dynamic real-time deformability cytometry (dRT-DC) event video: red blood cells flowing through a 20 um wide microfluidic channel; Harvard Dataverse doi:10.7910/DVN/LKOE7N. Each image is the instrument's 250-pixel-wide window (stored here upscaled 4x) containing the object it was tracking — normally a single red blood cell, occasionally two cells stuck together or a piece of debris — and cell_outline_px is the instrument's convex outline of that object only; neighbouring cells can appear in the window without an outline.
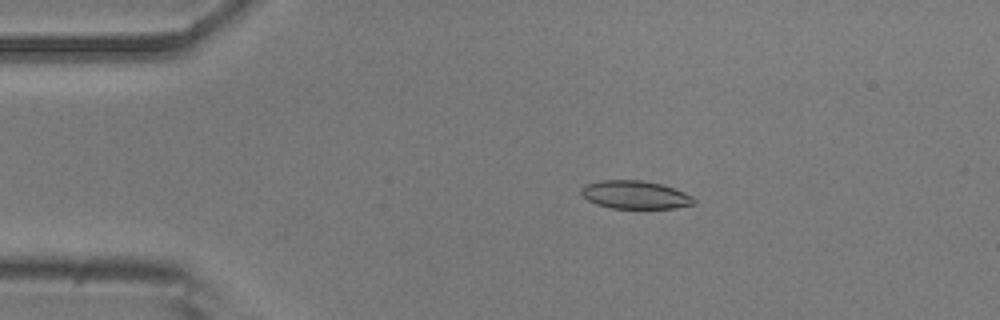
{"species": "common noctule bat (a hibernating species)", "species_latin": "Nyctalus noctula", "temperature_condition": "room temperature", "stored_images_in_passage": 46, "camera_frame_rate_fps": 3000, "um_per_image_px": 0.085, "animal": {"sex": "male", "body_mass_g": 20.5, "forearm_length_mm": 52.5}, "frame": {"image": 1, "passage_image": 10, "time_ms": 3.0, "image_size_px": [1000, 320], "cell_outline_px": [[696, 204], [676, 208], [612, 208], [596, 204], [588, 200], [580, 192], [580, 188], [584, 184], [600, 180], [640, 180], [660, 184], [684, 192], [692, 196], [696, 200]], "centroid_in_image_um": [53.97, 16.56], "position_along_channel_um": 31.0, "area_um2": 18.5}}
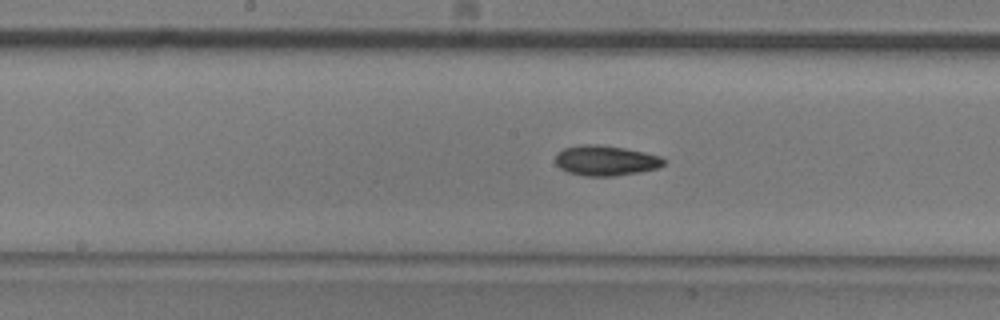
{"frame": {"image": 2, "passage_image": 27, "time_ms": 8.667, "image_size_px": [1000, 320], "cell_outline_px": [[668, 160], [660, 168], [612, 176], [584, 176], [568, 172], [560, 168], [556, 164], [556, 152], [564, 148], [584, 144], [596, 144], [624, 148], [644, 152], [660, 156]], "centroid_in_image_um": [51.49, 13.64], "position_along_channel_um": 196.7, "area_um2": 19.07}}
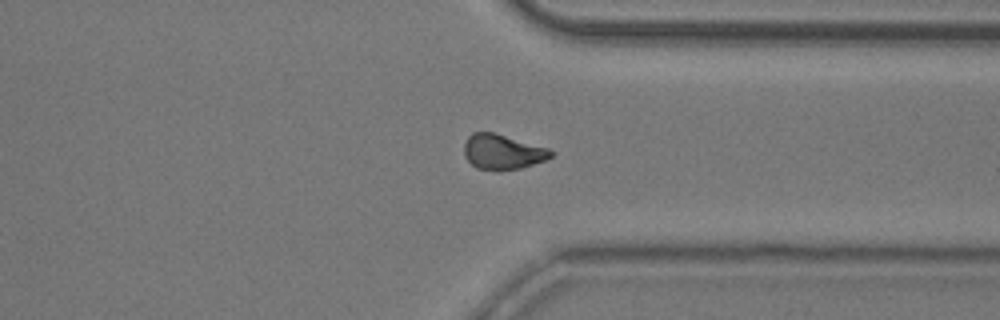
{"frame": {"image": 3, "passage_image": 41, "time_ms": 13.333, "image_size_px": [1000, 320], "cell_outline_px": [[556, 152], [552, 156], [544, 160], [520, 168], [496, 172], [476, 168], [464, 156], [464, 144], [468, 136], [472, 132], [492, 132], [548, 148]], "centroid_in_image_um": [42.69, 12.93], "position_along_channel_um": 368.7, "area_um2": 17.8}, "authors_computed_cell_mechanics": {"area_um2": 18.5249, "velocity_mm_per_s": 3.7129, "shape_relaxation_time_tau1_ms": 8.5746, "shape_relaxation_time_tau2_ms": 5.1056, "deformation_change_tau1": 0.1799, "deformation_change_tau2": 0.1079}}